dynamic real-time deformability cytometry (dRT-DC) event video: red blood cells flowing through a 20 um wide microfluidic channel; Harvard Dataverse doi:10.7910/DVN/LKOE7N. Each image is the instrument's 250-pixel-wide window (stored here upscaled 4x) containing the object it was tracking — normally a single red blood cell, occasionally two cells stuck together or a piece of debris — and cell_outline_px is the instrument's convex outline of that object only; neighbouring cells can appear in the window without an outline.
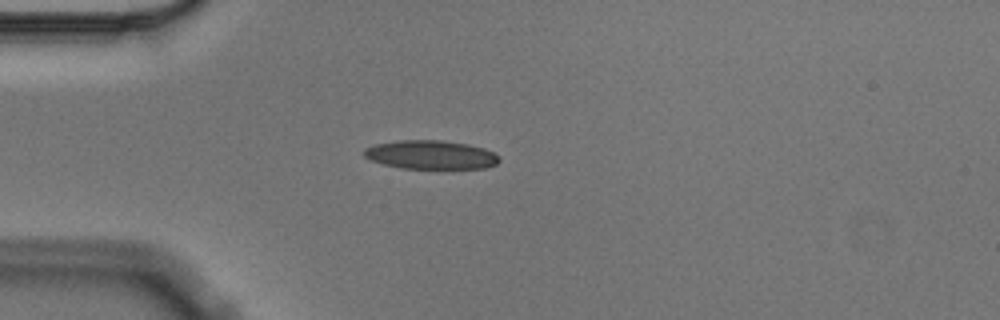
{"species": "Egyptian fruit bat (a non-hibernating species)", "species_latin": "Rousettus aegyptiacus", "temperature_condition": "cold", "stored_images_in_passage": 5, "camera_frame_rate_fps": 3000, "um_per_image_px": 0.085, "animal": {"sex": "male"}, "frame": {"image": 1, "passage_image": 3, "time_ms": 0.667, "image_size_px": [1000, 320], "cell_outline_px": [[500, 160], [496, 164], [484, 168], [400, 168], [384, 164], [372, 160], [364, 156], [364, 148], [376, 144], [400, 140], [440, 140], [468, 144], [484, 148], [500, 156]], "centroid_in_image_um": [36.63, 13.15], "position_along_channel_um": 48.4, "area_um2": 22.48}}
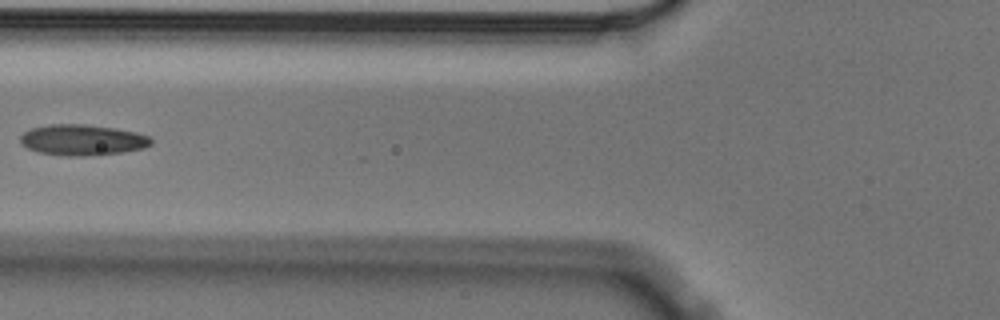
{"frame": {"image": 2, "passage_image": 5, "time_ms": 1.333, "image_size_px": [1000, 320], "cell_outline_px": [[152, 144], [144, 148], [124, 152], [84, 156], [68, 156], [40, 152], [28, 148], [20, 144], [20, 136], [24, 132], [32, 128], [48, 124], [84, 124], [116, 128], [136, 132], [148, 136], [152, 140]], "centroid_in_image_um": [7.01, 11.89], "position_along_channel_um": 118.8, "area_um2": 23.52}}